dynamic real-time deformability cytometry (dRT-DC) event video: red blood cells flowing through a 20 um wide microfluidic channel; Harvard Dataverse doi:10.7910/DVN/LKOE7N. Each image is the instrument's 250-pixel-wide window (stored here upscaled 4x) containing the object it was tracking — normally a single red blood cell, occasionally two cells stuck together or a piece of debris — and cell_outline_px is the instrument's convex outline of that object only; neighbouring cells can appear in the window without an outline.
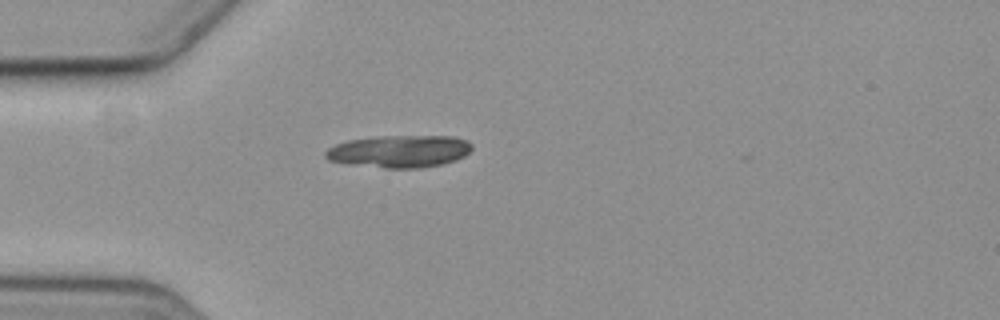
{"species": "common noctule bat (a hibernating species)", "species_latin": "Nyctalus noctula", "temperature_condition": "cold", "stored_images_in_passage": 5, "camera_frame_rate_fps": 3000, "um_per_image_px": 0.085, "animal": {"sex": "female", "body_mass_g": 19.3, "forearm_length_mm": 54.1}, "frame": {"image": 1, "passage_image": 5, "time_ms": 5.667, "image_size_px": [1000, 320], "cell_outline_px": [[472, 148], [464, 156], [456, 160], [444, 164], [420, 168], [384, 168], [348, 164], [328, 160], [324, 156], [324, 152], [328, 148], [336, 144], [348, 140], [376, 136], [452, 136], [468, 140], [472, 144]], "centroid_in_image_um": [33.95, 12.86], "position_along_channel_um": 51.1, "area_um2": 27.86}}